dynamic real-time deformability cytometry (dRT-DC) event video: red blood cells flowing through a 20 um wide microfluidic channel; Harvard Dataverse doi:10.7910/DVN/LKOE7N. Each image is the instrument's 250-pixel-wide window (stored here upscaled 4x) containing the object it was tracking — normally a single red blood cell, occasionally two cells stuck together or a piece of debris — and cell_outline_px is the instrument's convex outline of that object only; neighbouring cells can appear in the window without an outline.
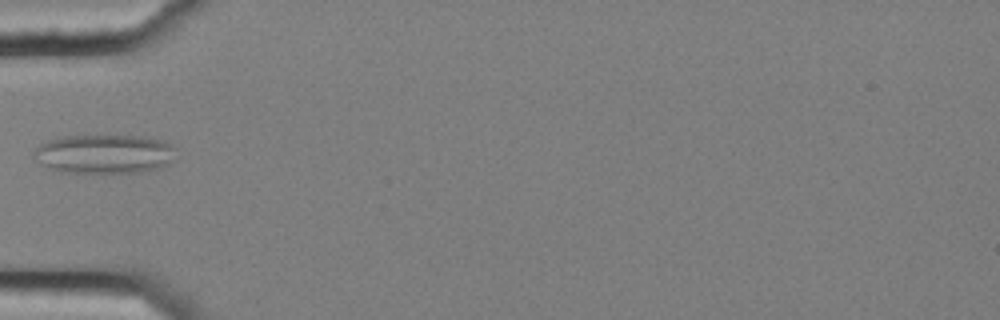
{"species": "common noctule bat (a hibernating species)", "species_latin": "Nyctalus noctula", "temperature_condition": "cold", "stored_images_in_passage": 1, "camera_frame_rate_fps": 3000, "um_per_image_px": 0.085, "animal": {"sex": "female", "body_mass_g": 25.1}, "frame": {"image": 1, "passage_image": 1, "time_ms": 0.0, "image_size_px": [1000, 320], "cell_outline_px": [[176, 148], [172, 160], [168, 164], [156, 168], [140, 172], [56, 172], [40, 164], [32, 156], [32, 152], [40, 144], [56, 136], [144, 136], [164, 140]], "centroid_in_image_um": [8.81, 13.08], "position_along_channel_um": 76.2, "area_um2": 32.6}}